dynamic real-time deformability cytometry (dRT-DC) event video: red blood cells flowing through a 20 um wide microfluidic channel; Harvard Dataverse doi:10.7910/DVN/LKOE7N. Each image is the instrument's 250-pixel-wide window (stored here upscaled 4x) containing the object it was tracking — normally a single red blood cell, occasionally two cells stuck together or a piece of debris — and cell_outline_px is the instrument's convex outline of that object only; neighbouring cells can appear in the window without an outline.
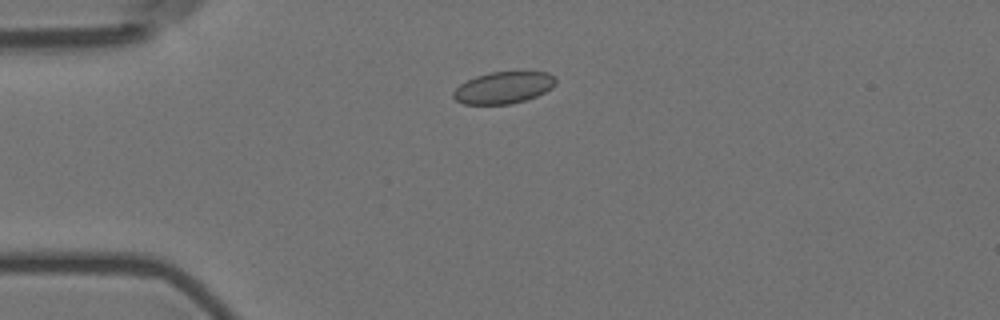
{"species": "Egyptian fruit bat (a non-hibernating species)", "species_latin": "Rousettus aegyptiacus", "temperature_condition": "room temperature", "stored_images_in_passage": 10, "camera_frame_rate_fps": 3000, "um_per_image_px": 0.085, "animal": {"sex": "female"}, "frame": {"image": 1, "passage_image": 4, "time_ms": 1.0, "image_size_px": [1000, 320], "cell_outline_px": [[556, 84], [552, 88], [536, 96], [512, 104], [464, 104], [456, 100], [452, 96], [452, 92], [460, 84], [476, 76], [488, 72], [548, 72], [556, 80]], "centroid_in_image_um": [42.78, 7.45], "position_along_channel_um": 42.2, "area_um2": 18.9}}
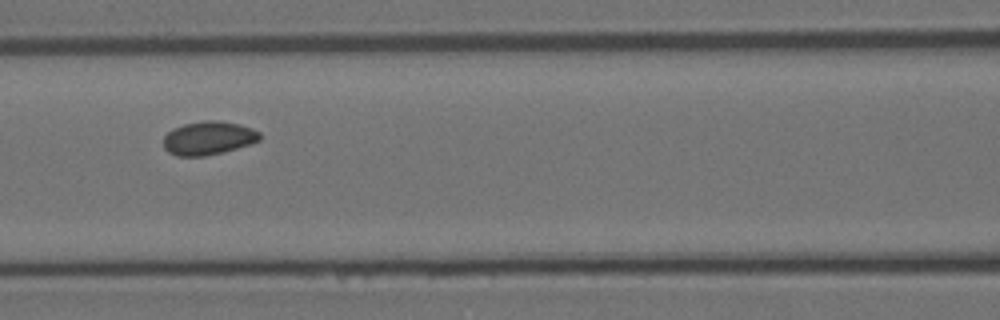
{"frame": {"image": 2, "passage_image": 7, "time_ms": 2.0, "image_size_px": [1000, 320], "cell_outline_px": [[260, 140], [252, 144], [224, 152], [204, 156], [176, 156], [168, 152], [164, 148], [164, 136], [172, 128], [184, 124], [204, 120], [216, 120], [240, 124], [252, 128], [260, 132]], "centroid_in_image_um": [17.73, 11.74], "position_along_channel_um": 148.9, "area_um2": 19.02}}
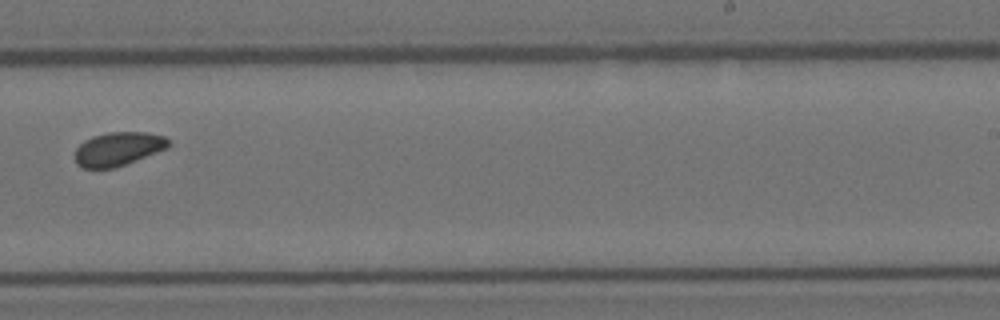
{"frame": {"image": 3, "passage_image": 10, "time_ms": 3.0, "image_size_px": [1000, 320], "cell_outline_px": [[172, 144], [168, 148], [116, 168], [84, 168], [76, 164], [76, 148], [84, 140], [92, 136], [108, 132], [148, 132], [164, 136]], "centroid_in_image_um": [10.07, 12.65], "position_along_channel_um": 278.9, "area_um2": 18.5}}